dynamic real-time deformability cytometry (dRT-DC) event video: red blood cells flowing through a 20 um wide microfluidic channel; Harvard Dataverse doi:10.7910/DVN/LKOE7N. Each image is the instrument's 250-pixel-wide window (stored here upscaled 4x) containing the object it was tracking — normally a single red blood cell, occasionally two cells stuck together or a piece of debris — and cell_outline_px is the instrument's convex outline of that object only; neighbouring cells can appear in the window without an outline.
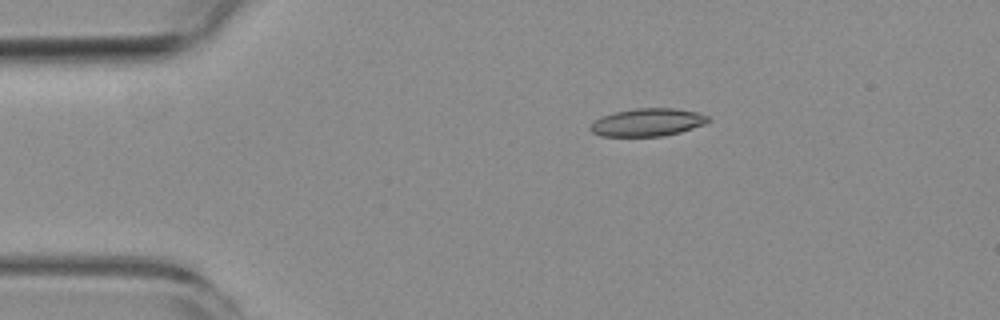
{"species": "common noctule bat (a hibernating species)", "species_latin": "Nyctalus noctula", "temperature_condition": "room temperature", "stored_images_in_passage": 9, "camera_frame_rate_fps": 3000, "um_per_image_px": 0.085, "animal": {"sex": "female", "body_mass_g": 19.3, "forearm_length_mm": 54.1}, "frame": {"image": 1, "passage_image": 3, "time_ms": 3.333, "image_size_px": [1000, 320], "cell_outline_px": [[712, 120], [704, 124], [680, 132], [664, 136], [600, 136], [592, 132], [588, 128], [596, 120], [604, 116], [616, 112], [636, 108], [672, 108], [696, 112], [708, 116]], "centroid_in_image_um": [55.06, 10.4], "position_along_channel_um": 29.9, "area_um2": 18.9}}
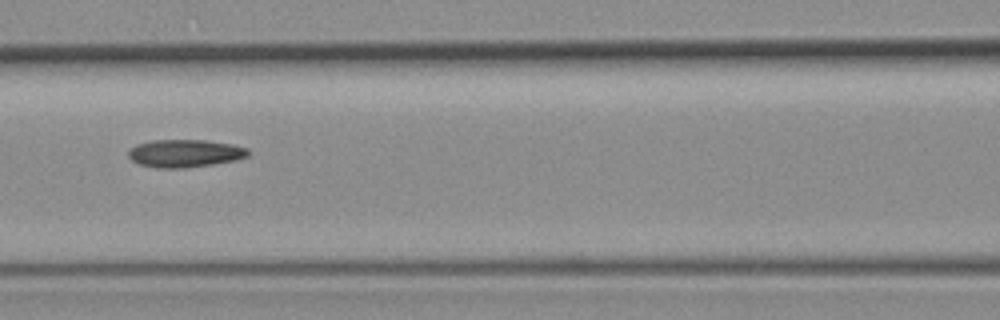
{"frame": {"image": 2, "passage_image": 7, "time_ms": 8.0, "image_size_px": [1000, 320], "cell_outline_px": [[248, 156], [232, 160], [212, 164], [188, 168], [156, 168], [140, 164], [132, 160], [128, 156], [128, 152], [136, 144], [152, 140], [204, 140], [232, 144], [248, 148]], "centroid_in_image_um": [15.69, 13.03], "position_along_channel_um": 150.9, "area_um2": 19.25}}
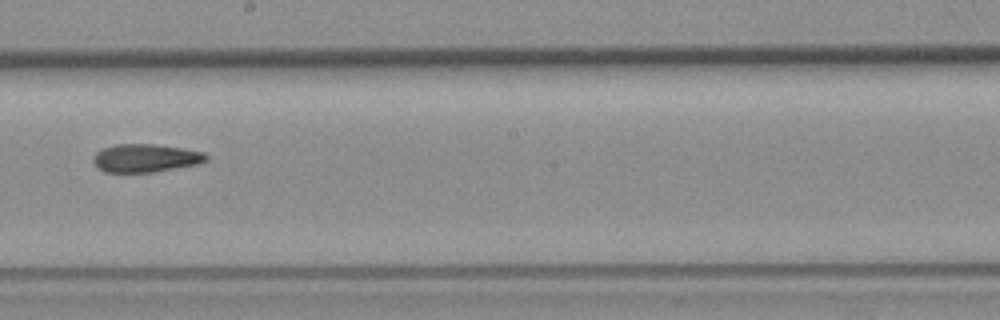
{"frame": {"image": 3, "passage_image": 9, "time_ms": 10.333, "image_size_px": [1000, 320], "cell_outline_px": [[208, 160], [196, 164], [152, 172], [104, 172], [92, 160], [92, 156], [96, 152], [104, 148], [116, 144], [156, 144], [204, 152], [208, 156]], "centroid_in_image_um": [12.36, 13.43], "position_along_channel_um": 235.8, "area_um2": 18.32}}